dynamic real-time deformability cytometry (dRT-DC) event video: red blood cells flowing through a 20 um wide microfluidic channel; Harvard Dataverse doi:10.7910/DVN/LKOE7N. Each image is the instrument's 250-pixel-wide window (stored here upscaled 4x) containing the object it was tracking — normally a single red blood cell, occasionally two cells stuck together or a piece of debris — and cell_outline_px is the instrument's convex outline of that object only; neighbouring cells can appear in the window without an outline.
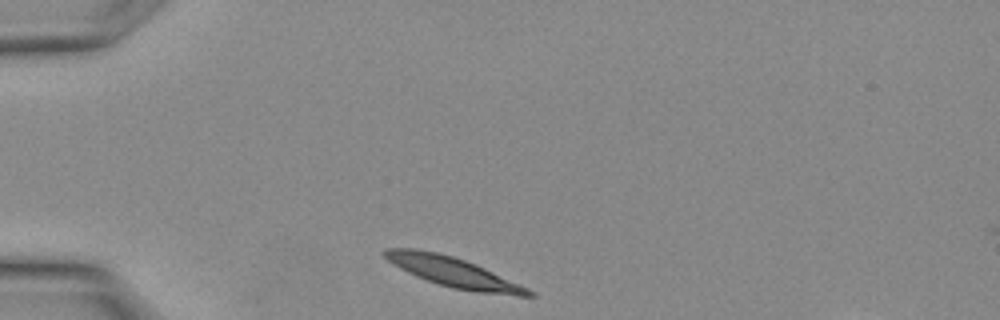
{"species": "Egyptian fruit bat (a non-hibernating species)", "species_latin": "Rousettus aegyptiacus", "temperature_condition": "warm", "stored_images_in_passage": 20, "camera_frame_rate_fps": 3000, "um_per_image_px": 0.085, "animal": {"sex": "female"}, "frame": {"image": 1, "passage_image": 1, "time_ms": 0.0, "image_size_px": [1000, 320], "cell_outline_px": [[536, 296], [516, 296], [476, 292], [452, 288], [416, 276], [400, 268], [388, 260], [380, 252], [384, 248], [412, 248], [436, 252], [452, 256], [476, 264], [528, 288], [536, 292]], "centroid_in_image_um": [38.55, 23.14], "position_along_channel_um": 46.4, "area_um2": 24.85}}
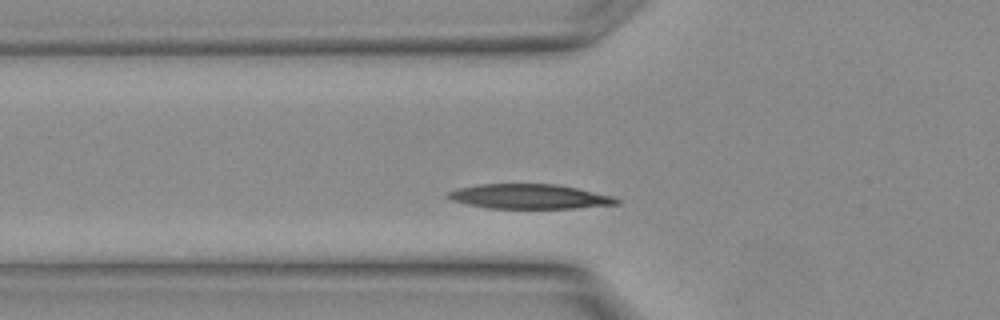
{"frame": {"image": 2, "passage_image": 4, "time_ms": 1.0, "image_size_px": [1000, 320], "cell_outline_px": [[624, 204], [576, 208], [488, 208], [468, 204], [452, 200], [444, 196], [448, 192], [456, 188], [480, 184], [556, 184], [576, 188], [612, 196], [624, 200]], "centroid_in_image_um": [45.05, 16.71], "position_along_channel_um": 80.8, "area_um2": 24.39}}
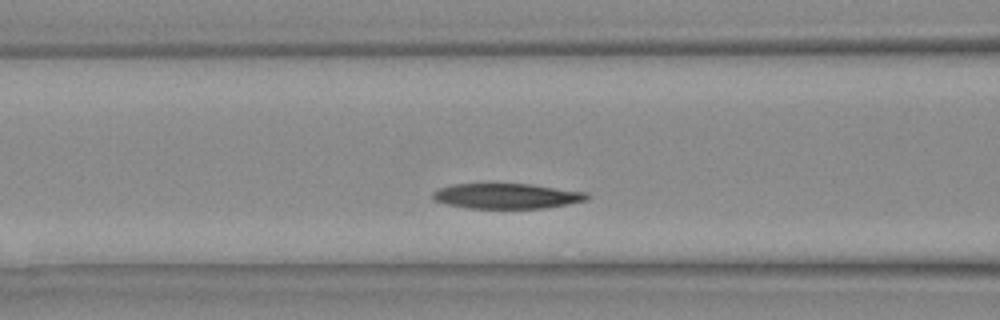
{"frame": {"image": 3, "passage_image": 6, "time_ms": 1.667, "image_size_px": [1000, 320], "cell_outline_px": [[592, 196], [588, 200], [568, 204], [544, 208], [468, 208], [448, 204], [432, 200], [432, 192], [440, 188], [456, 184], [532, 184], [588, 192]], "centroid_in_image_um": [43.13, 16.66], "position_along_channel_um": 123.5, "area_um2": 22.77}}